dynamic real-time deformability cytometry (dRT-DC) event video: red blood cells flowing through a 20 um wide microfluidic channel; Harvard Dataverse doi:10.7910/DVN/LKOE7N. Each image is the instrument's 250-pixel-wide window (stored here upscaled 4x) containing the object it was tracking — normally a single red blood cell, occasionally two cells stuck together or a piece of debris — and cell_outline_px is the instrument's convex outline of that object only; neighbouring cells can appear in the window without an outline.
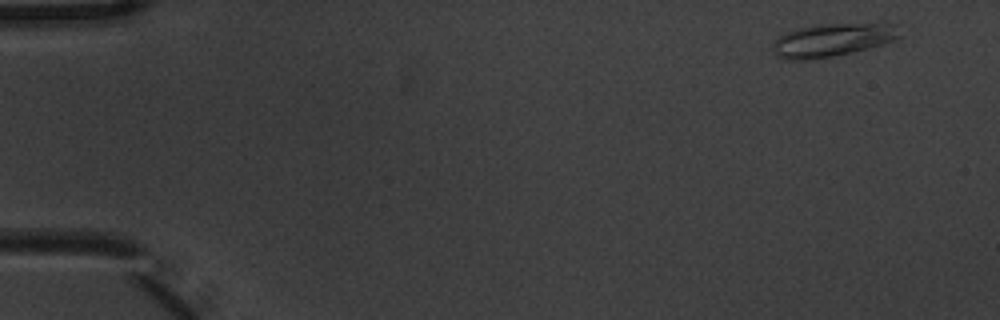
{"species": "common noctule bat (a hibernating species)", "species_latin": "Nyctalus noctula", "temperature_condition": "warm", "stored_images_in_passage": 6, "camera_frame_rate_fps": 3000, "um_per_image_px": 0.085, "animal": {"sex": "male", "body_mass_g": 20.1, "forearm_length_mm": 53.5}, "frame": {"image": 1, "passage_image": 1, "time_ms": 0.0, "image_size_px": [1000, 320], "cell_outline_px": [[900, 36], [896, 40], [868, 48], [852, 52], [812, 60], [784, 60], [776, 56], [772, 52], [772, 44], [784, 32], [796, 28], [812, 24], [884, 20], [896, 24]], "centroid_in_image_um": [70.8, 3.34], "position_along_channel_um": 14.2, "area_um2": 25.89}}
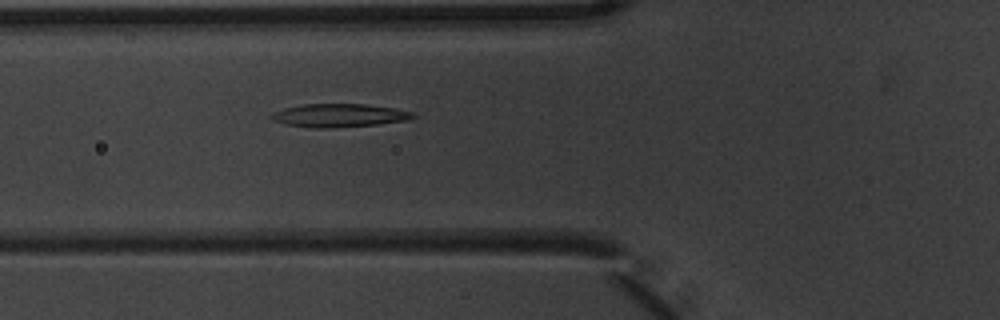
{"frame": {"image": 2, "passage_image": 6, "time_ms": 1.667, "image_size_px": [1000, 320], "cell_outline_px": [[416, 116], [408, 120], [376, 124], [336, 128], [312, 128], [288, 124], [272, 120], [268, 116], [272, 112], [284, 108], [304, 104], [364, 104], [392, 108], [412, 112]], "centroid_in_image_um": [28.78, 9.81], "position_along_channel_um": 97.0, "area_um2": 19.13}}